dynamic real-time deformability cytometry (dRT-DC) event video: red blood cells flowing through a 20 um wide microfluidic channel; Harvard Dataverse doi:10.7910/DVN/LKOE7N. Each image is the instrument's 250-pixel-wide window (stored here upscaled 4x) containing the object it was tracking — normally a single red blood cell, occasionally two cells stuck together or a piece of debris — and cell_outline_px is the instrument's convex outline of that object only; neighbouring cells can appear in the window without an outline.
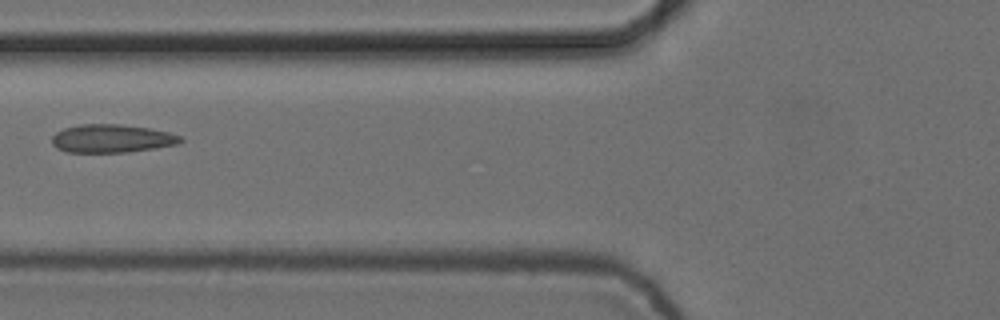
{"species": "common noctule bat (a hibernating species)", "species_latin": "Nyctalus noctula", "temperature_condition": "cold", "stored_images_in_passage": 7, "camera_frame_rate_fps": 3000, "um_per_image_px": 0.085, "animal": {"sex": "female", "body_mass_g": 24.6, "forearm_length_mm": 56.2}, "frame": {"image": 1, "passage_image": 7, "time_ms": 2.0, "image_size_px": [1000, 320], "cell_outline_px": [[184, 140], [180, 144], [156, 148], [128, 152], [68, 152], [56, 148], [52, 144], [52, 136], [56, 132], [64, 128], [80, 124], [120, 124], [148, 128], [168, 132], [180, 136]], "centroid_in_image_um": [9.5, 11.78], "position_along_channel_um": 116.3, "area_um2": 21.21}}